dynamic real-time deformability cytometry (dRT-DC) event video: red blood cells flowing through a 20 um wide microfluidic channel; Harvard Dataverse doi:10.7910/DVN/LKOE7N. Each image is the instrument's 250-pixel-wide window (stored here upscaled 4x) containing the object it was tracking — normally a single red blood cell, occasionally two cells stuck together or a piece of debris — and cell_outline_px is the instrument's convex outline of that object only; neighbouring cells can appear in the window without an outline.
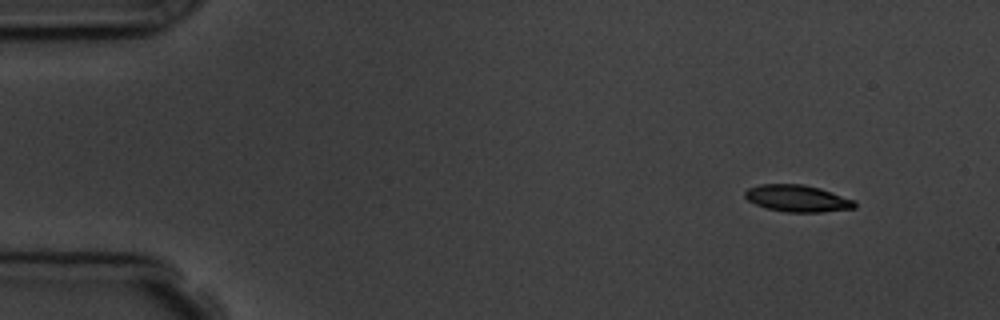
{"species": "common noctule bat (a hibernating species)", "species_latin": "Nyctalus noctula", "temperature_condition": "room temperature", "stored_images_in_passage": 4, "camera_frame_rate_fps": 3000, "um_per_image_px": 0.085, "animal": {"sex": "male", "body_mass_g": 19.5, "forearm_length_mm": 54.6}, "frame": {"image": 1, "passage_image": 1, "time_ms": 0.0, "image_size_px": [1000, 320], "cell_outline_px": [[856, 208], [820, 212], [784, 212], [768, 208], [756, 204], [748, 200], [744, 196], [744, 192], [748, 188], [760, 184], [804, 184], [820, 188], [856, 200]], "centroid_in_image_um": [67.8, 16.86], "position_along_channel_um": 17.2, "area_um2": 17.22}}
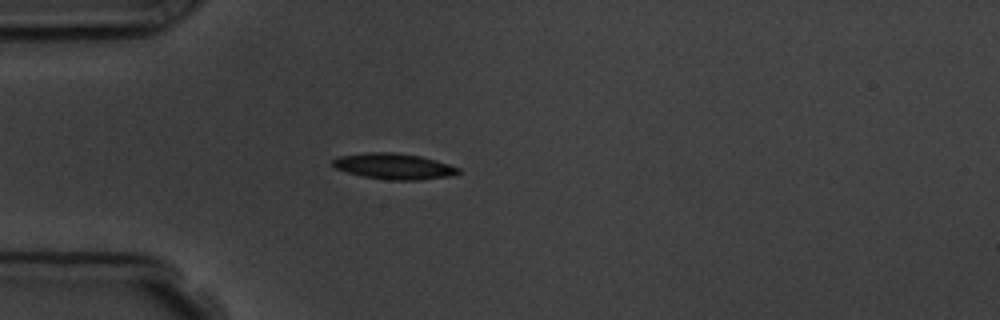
{"frame": {"image": 2, "passage_image": 4, "time_ms": 3.333, "image_size_px": [1000, 320], "cell_outline_px": [[460, 172], [452, 176], [420, 180], [384, 180], [364, 176], [348, 172], [336, 168], [332, 164], [332, 160], [340, 156], [368, 152], [392, 152], [420, 156], [436, 160], [460, 168]], "centroid_in_image_um": [33.51, 14.14], "position_along_channel_um": 51.5, "area_um2": 18.9}}